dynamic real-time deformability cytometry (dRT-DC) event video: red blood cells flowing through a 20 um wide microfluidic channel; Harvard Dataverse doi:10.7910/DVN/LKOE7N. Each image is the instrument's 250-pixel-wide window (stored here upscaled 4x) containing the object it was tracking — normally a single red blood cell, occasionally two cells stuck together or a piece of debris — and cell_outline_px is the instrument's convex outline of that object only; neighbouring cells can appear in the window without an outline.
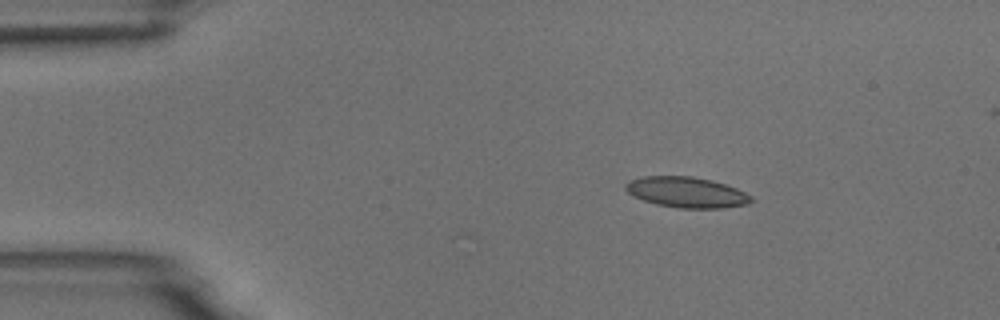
{"species": "common noctule bat (a hibernating species)", "species_latin": "Nyctalus noctula", "temperature_condition": "room temperature", "stored_images_in_passage": 5, "camera_frame_rate_fps": 3000, "um_per_image_px": 0.085, "animal": {"sex": "male", "body_mass_g": 18.8}, "frame": {"image": 1, "passage_image": 3, "time_ms": 2.333, "image_size_px": [1000, 320], "cell_outline_px": [[756, 200], [748, 204], [724, 208], [680, 208], [656, 204], [644, 200], [628, 192], [624, 188], [624, 184], [632, 180], [644, 176], [692, 176], [712, 180], [736, 188], [752, 196]], "centroid_in_image_um": [58.4, 16.34], "position_along_channel_um": 26.6, "area_um2": 22.37}}
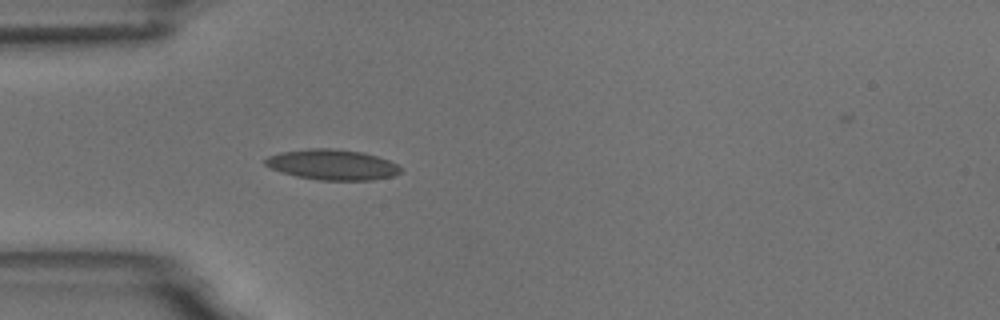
{"frame": {"image": 2, "passage_image": 5, "time_ms": 4.667, "image_size_px": [1000, 320], "cell_outline_px": [[404, 168], [396, 176], [372, 180], [320, 180], [296, 176], [280, 172], [264, 164], [264, 160], [268, 156], [280, 152], [308, 148], [332, 148], [364, 152], [388, 160]], "centroid_in_image_um": [28.26, 13.99], "position_along_channel_um": 56.7, "area_um2": 24.22}}